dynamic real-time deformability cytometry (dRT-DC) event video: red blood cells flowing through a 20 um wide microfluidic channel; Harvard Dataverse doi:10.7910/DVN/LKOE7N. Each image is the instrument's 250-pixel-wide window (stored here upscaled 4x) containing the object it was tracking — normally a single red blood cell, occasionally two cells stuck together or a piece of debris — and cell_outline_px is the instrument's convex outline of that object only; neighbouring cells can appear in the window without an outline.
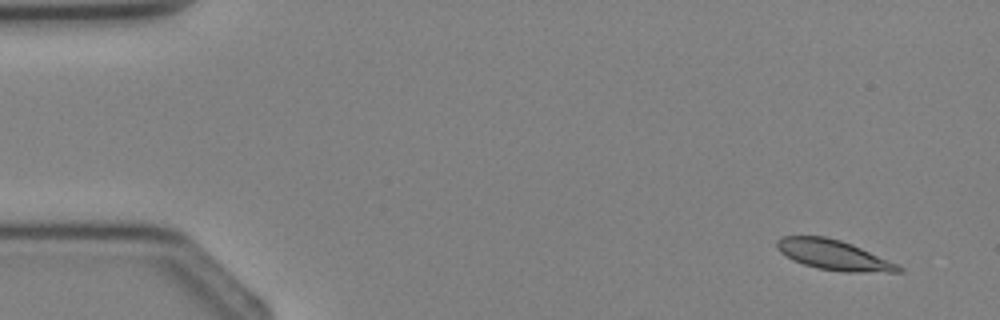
{"species": "Egyptian fruit bat (a non-hibernating species)", "species_latin": "Rousettus aegyptiacus", "temperature_condition": "cold", "stored_images_in_passage": 3, "camera_frame_rate_fps": 3000, "um_per_image_px": 0.085, "animal": {"sex": "female"}, "frame": {"image": 1, "passage_image": 1, "time_ms": 0.0, "image_size_px": [1000, 320], "cell_outline_px": [[904, 272], [844, 272], [816, 268], [792, 260], [780, 252], [776, 248], [776, 240], [780, 236], [824, 236], [840, 240], [852, 244], [888, 260], [904, 268]], "centroid_in_image_um": [70.82, 21.67], "position_along_channel_um": 14.2, "area_um2": 21.27}}
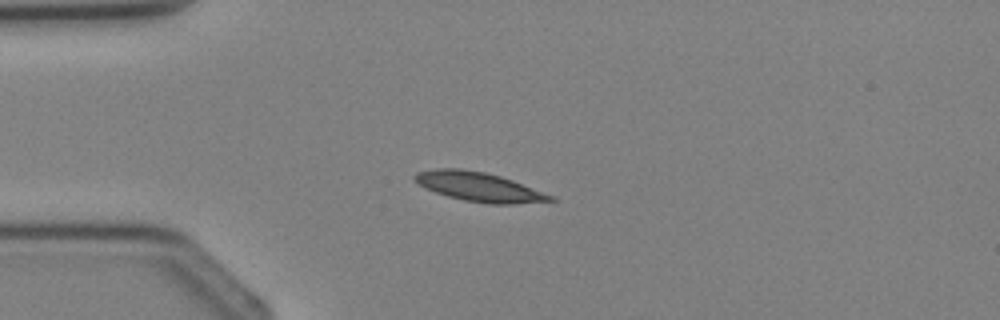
{"frame": {"image": 2, "passage_image": 3, "time_ms": 2.333, "image_size_px": [1000, 320], "cell_outline_px": [[556, 200], [516, 204], [488, 204], [464, 200], [448, 196], [436, 192], [420, 184], [412, 176], [416, 172], [436, 168], [460, 168], [484, 172], [500, 176], [512, 180], [556, 196]], "centroid_in_image_um": [40.76, 15.88], "position_along_channel_um": 44.2, "area_um2": 23.0}}